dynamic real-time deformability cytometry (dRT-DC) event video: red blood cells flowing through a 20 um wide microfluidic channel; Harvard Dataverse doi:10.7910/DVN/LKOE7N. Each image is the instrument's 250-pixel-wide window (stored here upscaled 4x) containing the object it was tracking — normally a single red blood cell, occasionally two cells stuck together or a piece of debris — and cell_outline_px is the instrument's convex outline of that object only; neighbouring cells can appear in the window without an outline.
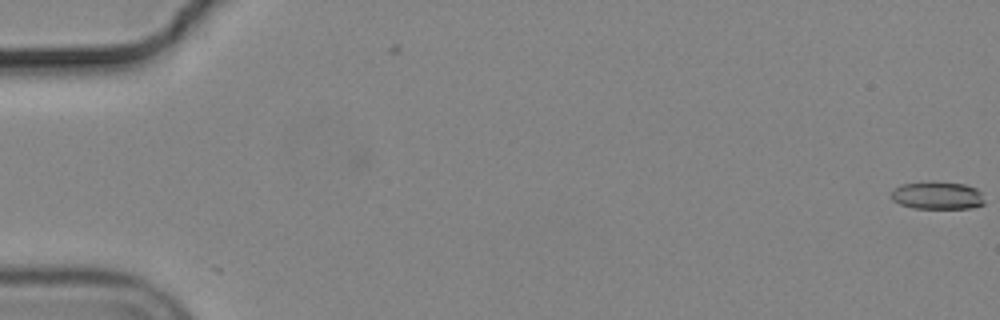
{"species": "common noctule bat (a hibernating species)", "species_latin": "Nyctalus noctula", "temperature_condition": "cold", "stored_images_in_passage": 3, "camera_frame_rate_fps": 3000, "um_per_image_px": 0.085, "animal": {"sex": "male", "body_mass_g": 19.2, "forearm_length_mm": 51.8}, "frame": {"image": 1, "passage_image": 3, "time_ms": 0.667, "image_size_px": [1000, 320], "cell_outline_px": [[984, 204], [972, 208], [912, 208], [900, 204], [892, 200], [892, 188], [904, 184], [928, 180], [964, 184], [976, 188], [980, 192], [984, 200]], "centroid_in_image_um": [79.66, 16.6], "position_along_channel_um": 5.3, "area_um2": 15.26}}